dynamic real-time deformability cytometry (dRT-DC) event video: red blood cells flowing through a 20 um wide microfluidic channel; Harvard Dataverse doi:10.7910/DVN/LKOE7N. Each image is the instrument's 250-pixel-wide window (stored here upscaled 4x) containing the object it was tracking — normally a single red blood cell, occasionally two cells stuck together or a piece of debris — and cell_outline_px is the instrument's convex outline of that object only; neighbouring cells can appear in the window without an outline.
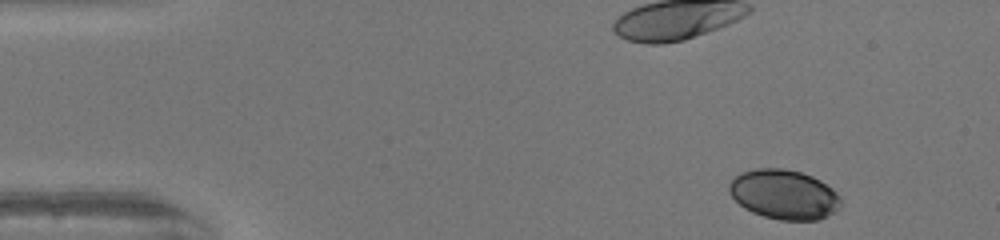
{"species": "human", "species_latin": "Homo sapiens", "temperature_condition": "warm", "stored_images_in_passage": 48, "camera_frame_rate_fps": 3000, "um_per_image_px": 0.085, "donor": {"sex": "female"}, "frame": {"image": 1, "passage_image": 2, "time_ms": 0.333, "image_size_px": [1000, 240], "cell_outline_px": [[840, 204], [836, 212], [820, 220], [780, 220], [764, 216], [752, 212], [744, 208], [728, 192], [728, 184], [740, 172], [756, 168], [784, 168], [800, 172], [812, 176], [820, 180], [832, 188], [840, 196]], "centroid_in_image_um": [66.64, 16.53], "position_along_channel_um": 18.4, "area_um2": 32.43}}
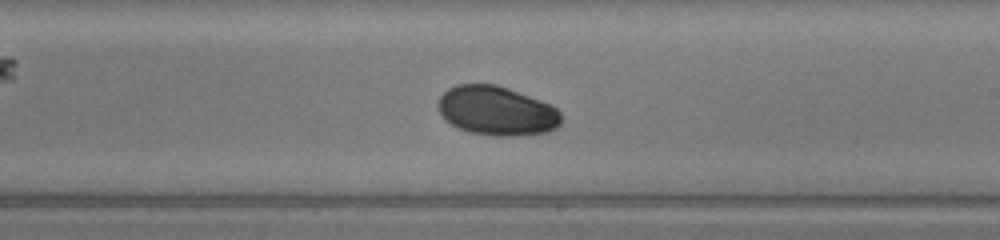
{"frame": {"image": 2, "passage_image": 27, "time_ms": 8.667, "image_size_px": [1000, 240], "cell_outline_px": [[560, 124], [556, 128], [548, 132], [516, 136], [492, 136], [468, 132], [444, 120], [436, 104], [440, 96], [448, 88], [456, 84], [496, 84], [508, 88], [552, 104], [560, 112]], "centroid_in_image_um": [42.2, 9.42], "position_along_channel_um": 246.8, "area_um2": 35.6}}
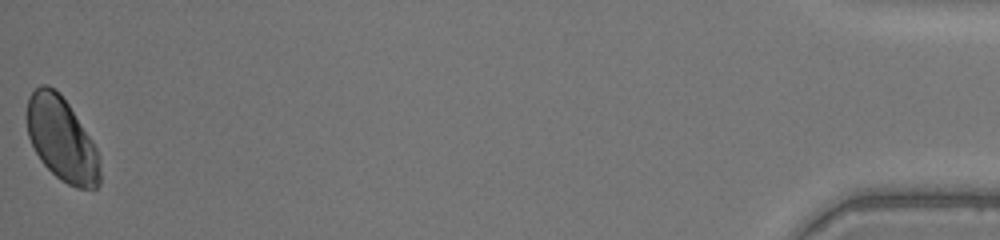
{"frame": {"image": 3, "passage_image": 48, "time_ms": 15.667, "image_size_px": [1000, 240], "cell_outline_px": [[100, 184], [96, 188], [76, 188], [60, 180], [40, 160], [28, 136], [28, 96], [40, 84], [48, 84], [56, 88], [60, 92], [68, 104], [96, 148], [100, 160]], "centroid_in_image_um": [5.25, 11.83], "position_along_channel_um": 430.0, "area_um2": 35.37}, "authors_computed_cell_mechanics": {"area_um2": 35.0557, "velocity_mm_per_s": 4.0473, "shape_relaxation_time_tau1_ms": 2.7321, "shape_relaxation_time_tau2_ms": null, "deformation_change_tau1": 0.116, "deformation_change_tau2": null}}